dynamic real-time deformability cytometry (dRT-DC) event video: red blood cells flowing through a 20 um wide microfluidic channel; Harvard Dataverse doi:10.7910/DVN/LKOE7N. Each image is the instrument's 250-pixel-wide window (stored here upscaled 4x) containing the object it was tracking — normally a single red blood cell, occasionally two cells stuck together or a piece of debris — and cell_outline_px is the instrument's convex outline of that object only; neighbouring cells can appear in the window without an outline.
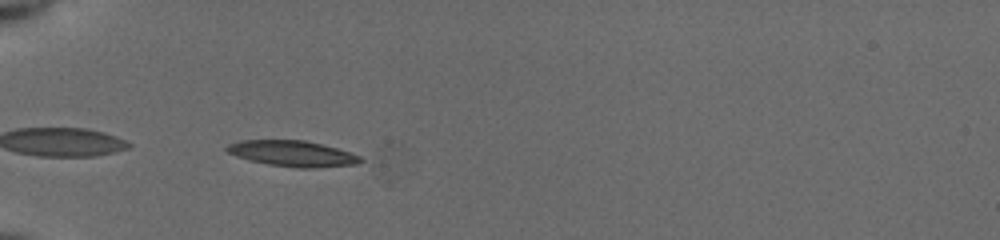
{"species": "common noctule bat (a hibernating species)", "species_latin": "Nyctalus noctula", "temperature_condition": "cold", "stored_images_in_passage": 7, "camera_frame_rate_fps": 3000, "um_per_image_px": 0.085, "animal": {"sex": "female", "body_mass_g": 19.5, "forearm_length_mm": 54.1}, "frame": {"image": 1, "passage_image": 1, "time_ms": 0.0, "image_size_px": [1000, 240], "cell_outline_px": [[372, 168], [300, 168], [268, 164], [236, 156], [228, 152], [224, 148], [228, 144], [240, 140], [304, 140], [336, 148], [360, 156], [368, 160], [372, 164]], "centroid_in_image_um": [25.2, 13.11], "position_along_channel_um": 59.8, "area_um2": 21.27}}
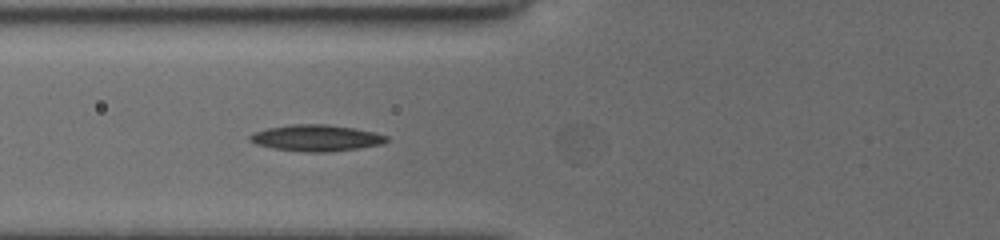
{"frame": {"image": 2, "passage_image": 5, "time_ms": 1.333, "image_size_px": [1000, 240], "cell_outline_px": [[388, 140], [384, 144], [360, 148], [328, 152], [304, 152], [272, 148], [256, 144], [248, 140], [248, 136], [252, 132], [268, 128], [292, 124], [324, 124], [352, 128], [372, 132], [388, 136]], "centroid_in_image_um": [26.85, 11.73], "position_along_channel_um": 99.0, "area_um2": 21.04}}